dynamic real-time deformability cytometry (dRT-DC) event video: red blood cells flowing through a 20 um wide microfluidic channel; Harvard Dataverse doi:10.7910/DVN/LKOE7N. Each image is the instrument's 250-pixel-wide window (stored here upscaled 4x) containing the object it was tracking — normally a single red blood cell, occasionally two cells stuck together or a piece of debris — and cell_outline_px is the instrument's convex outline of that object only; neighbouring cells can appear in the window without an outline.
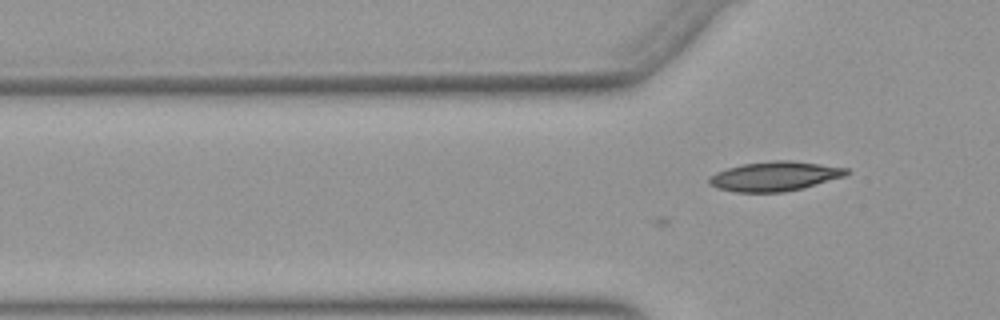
{"species": "Egyptian fruit bat (a non-hibernating species)", "species_latin": "Rousettus aegyptiacus", "temperature_condition": "warm", "stored_images_in_passage": 5, "camera_frame_rate_fps": 3000, "um_per_image_px": 0.085, "animal": {"sex": "female"}, "frame": {"image": 1, "passage_image": 5, "time_ms": 1.333, "image_size_px": [1000, 320], "cell_outline_px": [[852, 172], [844, 176], [804, 188], [784, 192], [736, 192], [716, 188], [708, 184], [708, 176], [716, 172], [728, 168], [744, 164], [772, 160], [792, 160], [848, 168]], "centroid_in_image_um": [65.85, 14.98], "position_along_channel_um": 60.0, "area_um2": 23.76}}